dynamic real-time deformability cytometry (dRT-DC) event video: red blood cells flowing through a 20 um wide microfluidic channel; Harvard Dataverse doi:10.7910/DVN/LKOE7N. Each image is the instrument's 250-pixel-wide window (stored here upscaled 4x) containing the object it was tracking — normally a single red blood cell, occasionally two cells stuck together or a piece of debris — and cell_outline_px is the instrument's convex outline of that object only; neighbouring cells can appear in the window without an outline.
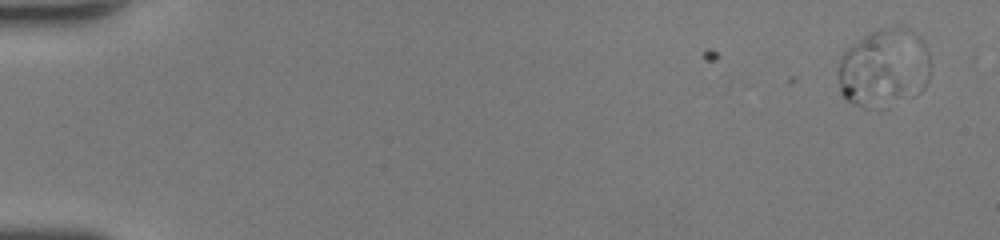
{"species": "human", "species_latin": "Homo sapiens", "temperature_condition": "room temperature", "stored_images_in_passage": 17, "camera_frame_rate_fps": 3000, "um_per_image_px": 0.085, "donor": {"sex": "female"}, "frame": {"image": 1, "passage_image": 1, "time_ms": 0.0, "image_size_px": [1000, 240], "cell_outline_px": [[928, 80], [924, 88], [920, 92], [880, 112], [864, 108], [848, 100], [840, 92], [840, 60], [844, 52], [864, 36], [880, 28], [896, 24], [904, 24], [920, 40], [928, 52]], "centroid_in_image_um": [75.15, 5.81], "position_along_channel_um": 9.8, "area_um2": 42.37}}
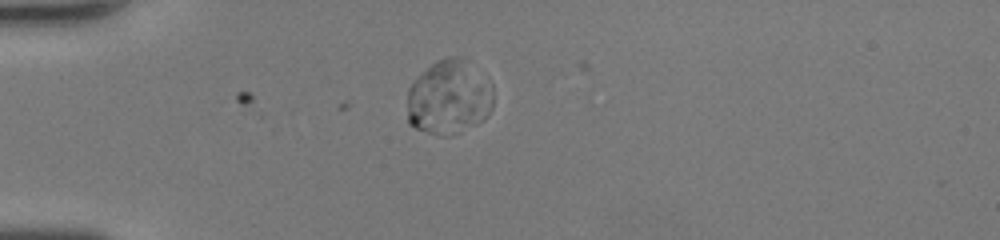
{"frame": {"image": 2, "passage_image": 15, "time_ms": 4.667, "image_size_px": [1000, 240], "cell_outline_px": [[492, 108], [488, 116], [484, 120], [452, 136], [444, 136], [428, 132], [416, 128], [408, 124], [408, 88], [436, 60], [448, 56], [452, 56], [460, 60], [492, 84]], "centroid_in_image_um": [38.15, 8.35], "position_along_channel_um": 46.9, "area_um2": 36.53}}